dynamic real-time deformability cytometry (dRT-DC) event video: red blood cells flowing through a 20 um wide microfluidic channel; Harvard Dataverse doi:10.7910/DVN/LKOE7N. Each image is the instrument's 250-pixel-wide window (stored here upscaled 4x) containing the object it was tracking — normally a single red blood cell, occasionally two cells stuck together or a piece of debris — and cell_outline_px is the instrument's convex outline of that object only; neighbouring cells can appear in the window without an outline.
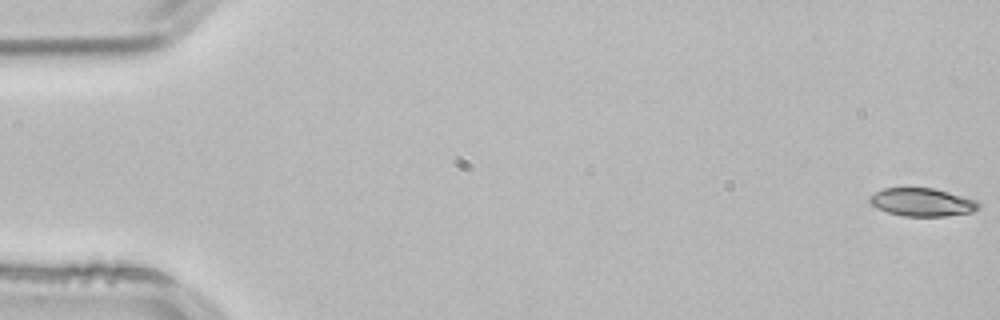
{"species": "common noctule bat (a hibernating species)", "species_latin": "Nyctalus noctula", "temperature_condition": "room temperature", "stored_images_in_passage": 53, "camera_frame_rate_fps": 3000, "um_per_image_px": 0.085, "animal": {"sex": "male", "body_mass_g": 21.5, "forearm_length_mm": 52.0}, "frame": {"image": 1, "passage_image": 1, "time_ms": 0.0, "image_size_px": [1000, 320], "cell_outline_px": [[980, 208], [972, 212], [948, 216], [904, 216], [888, 212], [876, 208], [868, 200], [876, 192], [884, 188], [932, 188], [948, 192], [976, 200], [980, 204]], "centroid_in_image_um": [78.4, 17.19], "position_along_channel_um": 6.6, "area_um2": 17.69}}
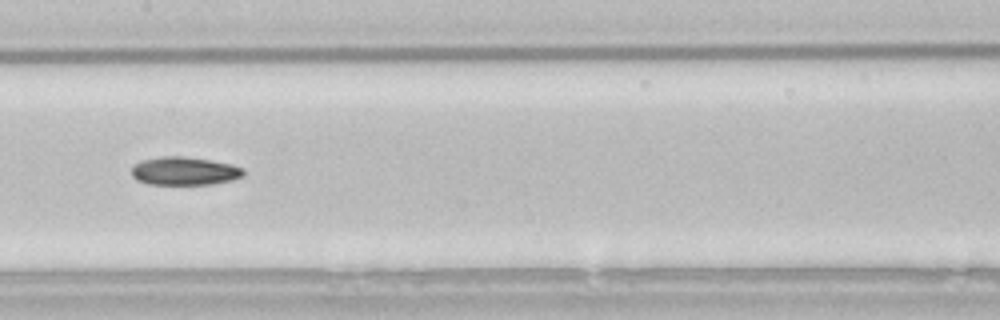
{"frame": {"image": 2, "passage_image": 27, "time_ms": 8.667, "image_size_px": [1000, 320], "cell_outline_px": [[244, 176], [232, 180], [212, 184], [148, 184], [136, 180], [132, 176], [132, 168], [136, 164], [144, 160], [160, 156], [184, 156], [232, 164], [244, 168]], "centroid_in_image_um": [15.7, 14.54], "position_along_channel_um": 191.7, "area_um2": 18.38}}
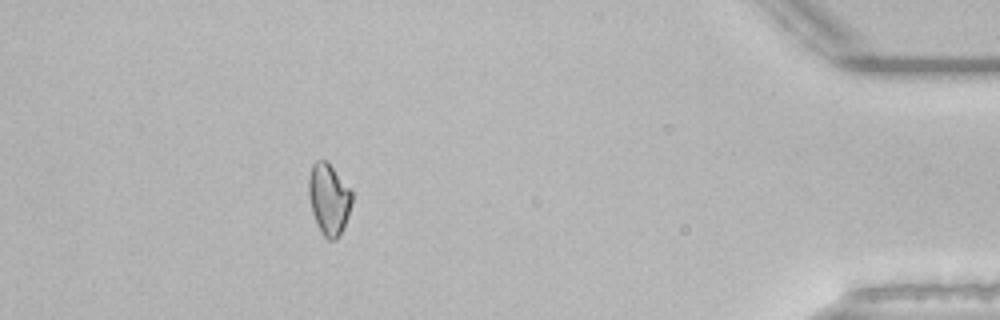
{"frame": {"image": 3, "passage_image": 48, "time_ms": 15.667, "image_size_px": [1000, 320], "cell_outline_px": [[352, 200], [348, 216], [344, 228], [336, 240], [328, 240], [320, 232], [316, 224], [312, 212], [308, 196], [308, 176], [312, 164], [316, 160], [328, 160], [352, 192]], "centroid_in_image_um": [27.93, 16.92], "position_along_channel_um": 407.3, "area_um2": 18.26}, "authors_computed_cell_mechanics": {"area_um2": 18.3226, "velocity_mm_per_s": 3.8449, "shape_relaxation_time_tau1_ms": 8.9472, "shape_relaxation_time_tau2_ms": null, "deformation_change_tau1": 0.1598, "deformation_change_tau2": null}}